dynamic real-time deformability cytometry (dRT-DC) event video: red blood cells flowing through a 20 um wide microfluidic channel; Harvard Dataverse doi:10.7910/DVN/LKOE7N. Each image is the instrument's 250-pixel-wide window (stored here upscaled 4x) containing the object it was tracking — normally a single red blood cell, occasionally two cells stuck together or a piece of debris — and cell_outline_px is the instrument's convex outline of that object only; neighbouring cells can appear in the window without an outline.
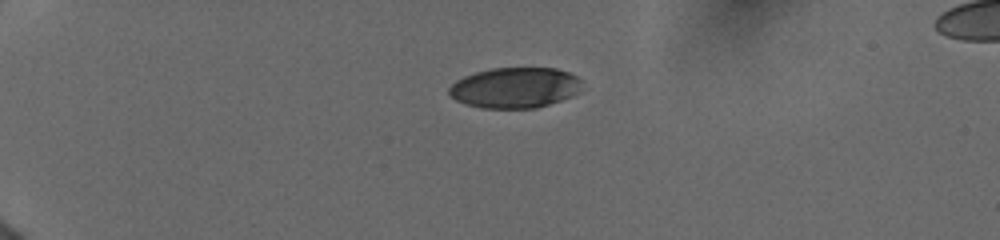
{"species": "human", "species_latin": "Homo sapiens", "temperature_condition": "cold", "stored_images_in_passage": 9, "camera_frame_rate_fps": 3000, "um_per_image_px": 0.085, "donor": {"sex": "female"}, "frame": {"image": 1, "passage_image": 1, "time_ms": 0.0, "image_size_px": [1000, 240], "cell_outline_px": [[580, 80], [576, 92], [560, 100], [536, 108], [484, 108], [464, 104], [456, 100], [448, 92], [448, 88], [456, 80], [464, 76], [476, 72], [492, 68], [556, 68], [568, 72], [576, 76]], "centroid_in_image_um": [43.7, 7.45], "position_along_channel_um": 41.3, "area_um2": 31.04}}
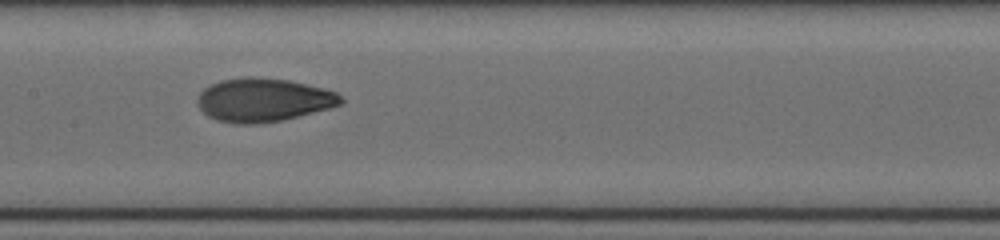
{"frame": {"image": 2, "passage_image": 6, "time_ms": 5.333, "image_size_px": [1000, 240], "cell_outline_px": [[344, 104], [280, 120], [260, 124], [236, 124], [216, 120], [208, 116], [200, 108], [196, 100], [200, 92], [204, 88], [220, 80], [244, 76], [256, 76], [288, 80], [324, 88], [336, 92], [344, 100]], "centroid_in_image_um": [22.36, 8.48], "position_along_channel_um": 185.0, "area_um2": 36.41}}
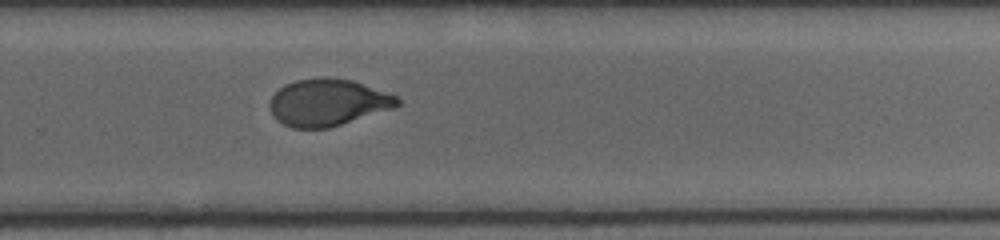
{"frame": {"image": 3, "passage_image": 9, "time_ms": 8.333, "image_size_px": [1000, 240], "cell_outline_px": [[400, 104], [396, 108], [328, 128], [292, 128], [276, 120], [272, 116], [268, 104], [272, 96], [284, 84], [296, 80], [320, 76], [324, 76], [352, 80], [392, 92], [400, 100]], "centroid_in_image_um": [27.89, 8.69], "position_along_channel_um": 301.9, "area_um2": 35.55}}